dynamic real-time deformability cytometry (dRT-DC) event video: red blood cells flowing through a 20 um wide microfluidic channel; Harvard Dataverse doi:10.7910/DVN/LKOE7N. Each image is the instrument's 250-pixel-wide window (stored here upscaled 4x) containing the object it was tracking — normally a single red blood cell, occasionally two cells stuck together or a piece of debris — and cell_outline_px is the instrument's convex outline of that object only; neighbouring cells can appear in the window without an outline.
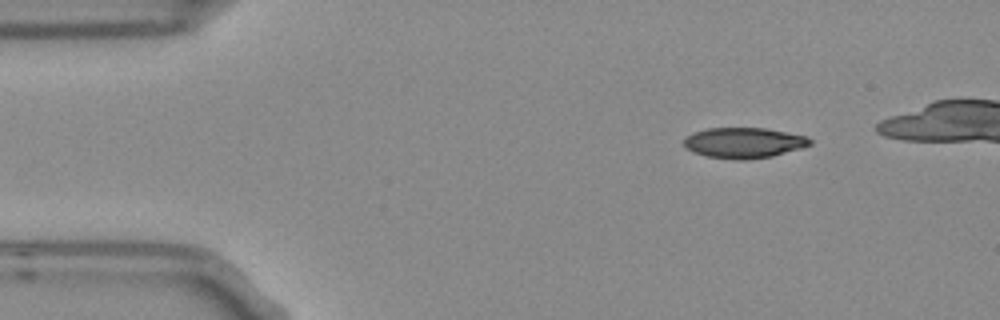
{"species": "Egyptian fruit bat (a non-hibernating species)", "species_latin": "Rousettus aegyptiacus", "temperature_condition": "room temperature", "stored_images_in_passage": 4, "camera_frame_rate_fps": 3000, "um_per_image_px": 0.085, "frame": {"image": 1, "passage_image": 1, "time_ms": 0.0, "image_size_px": [1000, 320], "cell_outline_px": [[812, 144], [800, 148], [772, 156], [744, 160], [736, 160], [708, 156], [692, 152], [684, 144], [684, 136], [692, 132], [708, 128], [764, 128], [808, 136], [812, 140]], "centroid_in_image_um": [63.21, 12.13], "position_along_channel_um": 21.8, "area_um2": 22.43}}